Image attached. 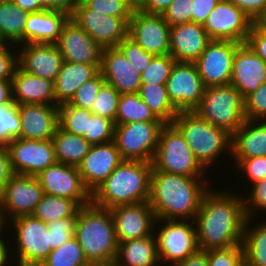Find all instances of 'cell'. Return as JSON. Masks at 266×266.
Listing matches in <instances>:
<instances>
[{
  "instance_id": "6da1fadb",
  "label": "cell",
  "mask_w": 266,
  "mask_h": 266,
  "mask_svg": "<svg viewBox=\"0 0 266 266\" xmlns=\"http://www.w3.org/2000/svg\"><path fill=\"white\" fill-rule=\"evenodd\" d=\"M209 189L194 219L200 250L242 245L246 215L242 195Z\"/></svg>"
},
{
  "instance_id": "7a4b0ae2",
  "label": "cell",
  "mask_w": 266,
  "mask_h": 266,
  "mask_svg": "<svg viewBox=\"0 0 266 266\" xmlns=\"http://www.w3.org/2000/svg\"><path fill=\"white\" fill-rule=\"evenodd\" d=\"M207 185L208 180L205 182L203 177L152 170L148 202L156 220L194 221L203 196L209 190Z\"/></svg>"
},
{
  "instance_id": "3957f363",
  "label": "cell",
  "mask_w": 266,
  "mask_h": 266,
  "mask_svg": "<svg viewBox=\"0 0 266 266\" xmlns=\"http://www.w3.org/2000/svg\"><path fill=\"white\" fill-rule=\"evenodd\" d=\"M152 170V162L123 160L91 194V202L112 209L148 201Z\"/></svg>"
},
{
  "instance_id": "277c9868",
  "label": "cell",
  "mask_w": 266,
  "mask_h": 266,
  "mask_svg": "<svg viewBox=\"0 0 266 266\" xmlns=\"http://www.w3.org/2000/svg\"><path fill=\"white\" fill-rule=\"evenodd\" d=\"M75 237L88 262L115 261L118 241L110 209L92 202L77 212Z\"/></svg>"
},
{
  "instance_id": "5b68a950",
  "label": "cell",
  "mask_w": 266,
  "mask_h": 266,
  "mask_svg": "<svg viewBox=\"0 0 266 266\" xmlns=\"http://www.w3.org/2000/svg\"><path fill=\"white\" fill-rule=\"evenodd\" d=\"M172 124L184 136L194 156L206 170L221 154L223 156L226 151L231 153L232 135L210 124L195 111H179Z\"/></svg>"
},
{
  "instance_id": "8992f818",
  "label": "cell",
  "mask_w": 266,
  "mask_h": 266,
  "mask_svg": "<svg viewBox=\"0 0 266 266\" xmlns=\"http://www.w3.org/2000/svg\"><path fill=\"white\" fill-rule=\"evenodd\" d=\"M210 124L233 135L245 119L244 99L231 84L207 87L200 104L193 110Z\"/></svg>"
},
{
  "instance_id": "52a82bcc",
  "label": "cell",
  "mask_w": 266,
  "mask_h": 266,
  "mask_svg": "<svg viewBox=\"0 0 266 266\" xmlns=\"http://www.w3.org/2000/svg\"><path fill=\"white\" fill-rule=\"evenodd\" d=\"M152 165L153 170L187 177H205L207 172L173 124L162 128Z\"/></svg>"
},
{
  "instance_id": "ba28073f",
  "label": "cell",
  "mask_w": 266,
  "mask_h": 266,
  "mask_svg": "<svg viewBox=\"0 0 266 266\" xmlns=\"http://www.w3.org/2000/svg\"><path fill=\"white\" fill-rule=\"evenodd\" d=\"M163 121L115 125L113 141L123 160L152 162Z\"/></svg>"
},
{
  "instance_id": "9c48e42d",
  "label": "cell",
  "mask_w": 266,
  "mask_h": 266,
  "mask_svg": "<svg viewBox=\"0 0 266 266\" xmlns=\"http://www.w3.org/2000/svg\"><path fill=\"white\" fill-rule=\"evenodd\" d=\"M16 234L17 260L16 266H41L52 251L50 246V230L47 223L33 215L19 216L11 220Z\"/></svg>"
},
{
  "instance_id": "30bf717a",
  "label": "cell",
  "mask_w": 266,
  "mask_h": 266,
  "mask_svg": "<svg viewBox=\"0 0 266 266\" xmlns=\"http://www.w3.org/2000/svg\"><path fill=\"white\" fill-rule=\"evenodd\" d=\"M157 223H163L162 228L153 231L160 264L175 265L199 249L193 220L157 219L155 227Z\"/></svg>"
},
{
  "instance_id": "8fae6325",
  "label": "cell",
  "mask_w": 266,
  "mask_h": 266,
  "mask_svg": "<svg viewBox=\"0 0 266 266\" xmlns=\"http://www.w3.org/2000/svg\"><path fill=\"white\" fill-rule=\"evenodd\" d=\"M43 194L36 176L13 174L0 194L3 224L8 225L7 222L19 216L32 215Z\"/></svg>"
},
{
  "instance_id": "7c38bea8",
  "label": "cell",
  "mask_w": 266,
  "mask_h": 266,
  "mask_svg": "<svg viewBox=\"0 0 266 266\" xmlns=\"http://www.w3.org/2000/svg\"><path fill=\"white\" fill-rule=\"evenodd\" d=\"M241 44L231 40L212 39L194 62L205 88L229 85L233 59Z\"/></svg>"
},
{
  "instance_id": "4fadbf2b",
  "label": "cell",
  "mask_w": 266,
  "mask_h": 266,
  "mask_svg": "<svg viewBox=\"0 0 266 266\" xmlns=\"http://www.w3.org/2000/svg\"><path fill=\"white\" fill-rule=\"evenodd\" d=\"M70 17L102 48L117 47L128 37L130 19L101 14L86 5H76Z\"/></svg>"
},
{
  "instance_id": "5bb4252c",
  "label": "cell",
  "mask_w": 266,
  "mask_h": 266,
  "mask_svg": "<svg viewBox=\"0 0 266 266\" xmlns=\"http://www.w3.org/2000/svg\"><path fill=\"white\" fill-rule=\"evenodd\" d=\"M170 28L162 14L135 9L129 21L128 37L155 56L170 54Z\"/></svg>"
},
{
  "instance_id": "9a60e30c",
  "label": "cell",
  "mask_w": 266,
  "mask_h": 266,
  "mask_svg": "<svg viewBox=\"0 0 266 266\" xmlns=\"http://www.w3.org/2000/svg\"><path fill=\"white\" fill-rule=\"evenodd\" d=\"M253 20L228 0H220L209 13L203 28L211 39L246 43Z\"/></svg>"
},
{
  "instance_id": "2e32d148",
  "label": "cell",
  "mask_w": 266,
  "mask_h": 266,
  "mask_svg": "<svg viewBox=\"0 0 266 266\" xmlns=\"http://www.w3.org/2000/svg\"><path fill=\"white\" fill-rule=\"evenodd\" d=\"M8 150L14 174L37 176L57 162L52 140L16 138L9 142Z\"/></svg>"
},
{
  "instance_id": "e0dca14e",
  "label": "cell",
  "mask_w": 266,
  "mask_h": 266,
  "mask_svg": "<svg viewBox=\"0 0 266 266\" xmlns=\"http://www.w3.org/2000/svg\"><path fill=\"white\" fill-rule=\"evenodd\" d=\"M44 194L74 200L80 207L91 203L78 167L56 162L37 176Z\"/></svg>"
},
{
  "instance_id": "ac0fdd59",
  "label": "cell",
  "mask_w": 266,
  "mask_h": 266,
  "mask_svg": "<svg viewBox=\"0 0 266 266\" xmlns=\"http://www.w3.org/2000/svg\"><path fill=\"white\" fill-rule=\"evenodd\" d=\"M165 85L168 97L178 111H193L205 90L194 62H176Z\"/></svg>"
},
{
  "instance_id": "d6986e66",
  "label": "cell",
  "mask_w": 266,
  "mask_h": 266,
  "mask_svg": "<svg viewBox=\"0 0 266 266\" xmlns=\"http://www.w3.org/2000/svg\"><path fill=\"white\" fill-rule=\"evenodd\" d=\"M110 210L118 243L149 236L156 229V218L148 201L120 205Z\"/></svg>"
},
{
  "instance_id": "ffe728a7",
  "label": "cell",
  "mask_w": 266,
  "mask_h": 266,
  "mask_svg": "<svg viewBox=\"0 0 266 266\" xmlns=\"http://www.w3.org/2000/svg\"><path fill=\"white\" fill-rule=\"evenodd\" d=\"M55 44L64 61L101 64L103 48L71 17L63 25Z\"/></svg>"
},
{
  "instance_id": "44dd1931",
  "label": "cell",
  "mask_w": 266,
  "mask_h": 266,
  "mask_svg": "<svg viewBox=\"0 0 266 266\" xmlns=\"http://www.w3.org/2000/svg\"><path fill=\"white\" fill-rule=\"evenodd\" d=\"M122 161L114 141L92 145L78 166L87 190L92 194Z\"/></svg>"
},
{
  "instance_id": "7402d4cb",
  "label": "cell",
  "mask_w": 266,
  "mask_h": 266,
  "mask_svg": "<svg viewBox=\"0 0 266 266\" xmlns=\"http://www.w3.org/2000/svg\"><path fill=\"white\" fill-rule=\"evenodd\" d=\"M19 46H16L18 66L32 75L55 82L64 62L57 45L55 43H24Z\"/></svg>"
},
{
  "instance_id": "603a6c76",
  "label": "cell",
  "mask_w": 266,
  "mask_h": 266,
  "mask_svg": "<svg viewBox=\"0 0 266 266\" xmlns=\"http://www.w3.org/2000/svg\"><path fill=\"white\" fill-rule=\"evenodd\" d=\"M266 81V63L246 44L235 52L230 84L245 99Z\"/></svg>"
},
{
  "instance_id": "cb8c5ba5",
  "label": "cell",
  "mask_w": 266,
  "mask_h": 266,
  "mask_svg": "<svg viewBox=\"0 0 266 266\" xmlns=\"http://www.w3.org/2000/svg\"><path fill=\"white\" fill-rule=\"evenodd\" d=\"M100 72L105 83L116 88L121 95L140 90L141 74L117 47L103 48Z\"/></svg>"
},
{
  "instance_id": "d4e9b609",
  "label": "cell",
  "mask_w": 266,
  "mask_h": 266,
  "mask_svg": "<svg viewBox=\"0 0 266 266\" xmlns=\"http://www.w3.org/2000/svg\"><path fill=\"white\" fill-rule=\"evenodd\" d=\"M21 138L30 140H52L58 127V105H18Z\"/></svg>"
},
{
  "instance_id": "484cf974",
  "label": "cell",
  "mask_w": 266,
  "mask_h": 266,
  "mask_svg": "<svg viewBox=\"0 0 266 266\" xmlns=\"http://www.w3.org/2000/svg\"><path fill=\"white\" fill-rule=\"evenodd\" d=\"M212 39L203 25L195 22L170 28V55L176 62H195Z\"/></svg>"
},
{
  "instance_id": "4316f807",
  "label": "cell",
  "mask_w": 266,
  "mask_h": 266,
  "mask_svg": "<svg viewBox=\"0 0 266 266\" xmlns=\"http://www.w3.org/2000/svg\"><path fill=\"white\" fill-rule=\"evenodd\" d=\"M12 99L17 105H55L54 82L32 75L18 66L12 77Z\"/></svg>"
},
{
  "instance_id": "83f0119b",
  "label": "cell",
  "mask_w": 266,
  "mask_h": 266,
  "mask_svg": "<svg viewBox=\"0 0 266 266\" xmlns=\"http://www.w3.org/2000/svg\"><path fill=\"white\" fill-rule=\"evenodd\" d=\"M231 155L234 164L242 158L266 156V121L246 119L232 135Z\"/></svg>"
},
{
  "instance_id": "f1b7e54d",
  "label": "cell",
  "mask_w": 266,
  "mask_h": 266,
  "mask_svg": "<svg viewBox=\"0 0 266 266\" xmlns=\"http://www.w3.org/2000/svg\"><path fill=\"white\" fill-rule=\"evenodd\" d=\"M70 15L59 10L29 13L24 28V43H56Z\"/></svg>"
},
{
  "instance_id": "f546056e",
  "label": "cell",
  "mask_w": 266,
  "mask_h": 266,
  "mask_svg": "<svg viewBox=\"0 0 266 266\" xmlns=\"http://www.w3.org/2000/svg\"><path fill=\"white\" fill-rule=\"evenodd\" d=\"M100 66L64 61L54 82L55 105L68 103L76 90L100 71Z\"/></svg>"
},
{
  "instance_id": "4dcf8cb0",
  "label": "cell",
  "mask_w": 266,
  "mask_h": 266,
  "mask_svg": "<svg viewBox=\"0 0 266 266\" xmlns=\"http://www.w3.org/2000/svg\"><path fill=\"white\" fill-rule=\"evenodd\" d=\"M160 263L154 234L118 244L116 266H157Z\"/></svg>"
},
{
  "instance_id": "1f68e13d",
  "label": "cell",
  "mask_w": 266,
  "mask_h": 266,
  "mask_svg": "<svg viewBox=\"0 0 266 266\" xmlns=\"http://www.w3.org/2000/svg\"><path fill=\"white\" fill-rule=\"evenodd\" d=\"M52 143L56 161L74 167L81 164L92 146L84 137L69 133L59 125L52 137Z\"/></svg>"
},
{
  "instance_id": "d6a6232c",
  "label": "cell",
  "mask_w": 266,
  "mask_h": 266,
  "mask_svg": "<svg viewBox=\"0 0 266 266\" xmlns=\"http://www.w3.org/2000/svg\"><path fill=\"white\" fill-rule=\"evenodd\" d=\"M29 12L13 1L0 2V40L3 44H24V28Z\"/></svg>"
},
{
  "instance_id": "836d02e7",
  "label": "cell",
  "mask_w": 266,
  "mask_h": 266,
  "mask_svg": "<svg viewBox=\"0 0 266 266\" xmlns=\"http://www.w3.org/2000/svg\"><path fill=\"white\" fill-rule=\"evenodd\" d=\"M138 94L158 119L172 124L179 111L170 101L165 84H141Z\"/></svg>"
},
{
  "instance_id": "e575fe53",
  "label": "cell",
  "mask_w": 266,
  "mask_h": 266,
  "mask_svg": "<svg viewBox=\"0 0 266 266\" xmlns=\"http://www.w3.org/2000/svg\"><path fill=\"white\" fill-rule=\"evenodd\" d=\"M253 218L247 217L244 225L243 248L244 258L251 266H266V220L254 227L250 223Z\"/></svg>"
},
{
  "instance_id": "d590c367",
  "label": "cell",
  "mask_w": 266,
  "mask_h": 266,
  "mask_svg": "<svg viewBox=\"0 0 266 266\" xmlns=\"http://www.w3.org/2000/svg\"><path fill=\"white\" fill-rule=\"evenodd\" d=\"M161 121L142 101L138 93L122 94L118 101L115 125L133 122Z\"/></svg>"
},
{
  "instance_id": "8d00e7d4",
  "label": "cell",
  "mask_w": 266,
  "mask_h": 266,
  "mask_svg": "<svg viewBox=\"0 0 266 266\" xmlns=\"http://www.w3.org/2000/svg\"><path fill=\"white\" fill-rule=\"evenodd\" d=\"M79 209L80 206L74 200L43 194L32 215L48 223L56 219L77 217Z\"/></svg>"
},
{
  "instance_id": "74e56055",
  "label": "cell",
  "mask_w": 266,
  "mask_h": 266,
  "mask_svg": "<svg viewBox=\"0 0 266 266\" xmlns=\"http://www.w3.org/2000/svg\"><path fill=\"white\" fill-rule=\"evenodd\" d=\"M88 263L75 236L53 249L41 266H85Z\"/></svg>"
},
{
  "instance_id": "f35d334b",
  "label": "cell",
  "mask_w": 266,
  "mask_h": 266,
  "mask_svg": "<svg viewBox=\"0 0 266 266\" xmlns=\"http://www.w3.org/2000/svg\"><path fill=\"white\" fill-rule=\"evenodd\" d=\"M90 109L79 108L68 103L58 105V125L65 131L83 137L87 132Z\"/></svg>"
},
{
  "instance_id": "ab89813d",
  "label": "cell",
  "mask_w": 266,
  "mask_h": 266,
  "mask_svg": "<svg viewBox=\"0 0 266 266\" xmlns=\"http://www.w3.org/2000/svg\"><path fill=\"white\" fill-rule=\"evenodd\" d=\"M21 138L18 105L6 103L0 105V145L8 146L12 139Z\"/></svg>"
},
{
  "instance_id": "60d3db41",
  "label": "cell",
  "mask_w": 266,
  "mask_h": 266,
  "mask_svg": "<svg viewBox=\"0 0 266 266\" xmlns=\"http://www.w3.org/2000/svg\"><path fill=\"white\" fill-rule=\"evenodd\" d=\"M176 60L170 55L155 56L141 73V84H166Z\"/></svg>"
},
{
  "instance_id": "b9f144b4",
  "label": "cell",
  "mask_w": 266,
  "mask_h": 266,
  "mask_svg": "<svg viewBox=\"0 0 266 266\" xmlns=\"http://www.w3.org/2000/svg\"><path fill=\"white\" fill-rule=\"evenodd\" d=\"M114 121L92 114L88 117L87 132L83 137L91 144H103L113 141L114 138Z\"/></svg>"
},
{
  "instance_id": "7bdbcfd3",
  "label": "cell",
  "mask_w": 266,
  "mask_h": 266,
  "mask_svg": "<svg viewBox=\"0 0 266 266\" xmlns=\"http://www.w3.org/2000/svg\"><path fill=\"white\" fill-rule=\"evenodd\" d=\"M120 93L113 86L104 83L95 98V104L90 109L93 114L115 122Z\"/></svg>"
},
{
  "instance_id": "ee69618b",
  "label": "cell",
  "mask_w": 266,
  "mask_h": 266,
  "mask_svg": "<svg viewBox=\"0 0 266 266\" xmlns=\"http://www.w3.org/2000/svg\"><path fill=\"white\" fill-rule=\"evenodd\" d=\"M86 6L101 14L131 19L136 9V2L134 0H92Z\"/></svg>"
},
{
  "instance_id": "f6af8a7d",
  "label": "cell",
  "mask_w": 266,
  "mask_h": 266,
  "mask_svg": "<svg viewBox=\"0 0 266 266\" xmlns=\"http://www.w3.org/2000/svg\"><path fill=\"white\" fill-rule=\"evenodd\" d=\"M104 83L105 80L99 71L93 78L84 82L76 90L68 104L79 108L91 109L95 104L94 100L98 95L99 89Z\"/></svg>"
},
{
  "instance_id": "bcb514c9",
  "label": "cell",
  "mask_w": 266,
  "mask_h": 266,
  "mask_svg": "<svg viewBox=\"0 0 266 266\" xmlns=\"http://www.w3.org/2000/svg\"><path fill=\"white\" fill-rule=\"evenodd\" d=\"M117 48L124 54L133 68L140 74L150 64L155 55L143 50L129 37L123 39Z\"/></svg>"
},
{
  "instance_id": "7dc6e473",
  "label": "cell",
  "mask_w": 266,
  "mask_h": 266,
  "mask_svg": "<svg viewBox=\"0 0 266 266\" xmlns=\"http://www.w3.org/2000/svg\"><path fill=\"white\" fill-rule=\"evenodd\" d=\"M77 217L56 219L47 223L50 230L51 249L59 248L62 244L75 236Z\"/></svg>"
},
{
  "instance_id": "c3c4849f",
  "label": "cell",
  "mask_w": 266,
  "mask_h": 266,
  "mask_svg": "<svg viewBox=\"0 0 266 266\" xmlns=\"http://www.w3.org/2000/svg\"><path fill=\"white\" fill-rule=\"evenodd\" d=\"M245 119L266 121V81L244 99Z\"/></svg>"
},
{
  "instance_id": "681fc988",
  "label": "cell",
  "mask_w": 266,
  "mask_h": 266,
  "mask_svg": "<svg viewBox=\"0 0 266 266\" xmlns=\"http://www.w3.org/2000/svg\"><path fill=\"white\" fill-rule=\"evenodd\" d=\"M208 266H238L244 259L243 245L207 251Z\"/></svg>"
},
{
  "instance_id": "f907efd6",
  "label": "cell",
  "mask_w": 266,
  "mask_h": 266,
  "mask_svg": "<svg viewBox=\"0 0 266 266\" xmlns=\"http://www.w3.org/2000/svg\"><path fill=\"white\" fill-rule=\"evenodd\" d=\"M251 194L243 197L246 217L253 218L256 211H266V177L251 184ZM249 197V198H248ZM255 212V213H253Z\"/></svg>"
},
{
  "instance_id": "816d5d0a",
  "label": "cell",
  "mask_w": 266,
  "mask_h": 266,
  "mask_svg": "<svg viewBox=\"0 0 266 266\" xmlns=\"http://www.w3.org/2000/svg\"><path fill=\"white\" fill-rule=\"evenodd\" d=\"M192 0H173L170 6L162 13L165 21L174 26L192 22Z\"/></svg>"
},
{
  "instance_id": "f5cc1de1",
  "label": "cell",
  "mask_w": 266,
  "mask_h": 266,
  "mask_svg": "<svg viewBox=\"0 0 266 266\" xmlns=\"http://www.w3.org/2000/svg\"><path fill=\"white\" fill-rule=\"evenodd\" d=\"M234 166L245 175L251 183L261 181L266 177V156L242 158Z\"/></svg>"
},
{
  "instance_id": "db71d44e",
  "label": "cell",
  "mask_w": 266,
  "mask_h": 266,
  "mask_svg": "<svg viewBox=\"0 0 266 266\" xmlns=\"http://www.w3.org/2000/svg\"><path fill=\"white\" fill-rule=\"evenodd\" d=\"M10 46H12V44L0 45V80L12 79L18 67L17 48L16 51L13 52L12 47L10 50Z\"/></svg>"
},
{
  "instance_id": "11a10c76",
  "label": "cell",
  "mask_w": 266,
  "mask_h": 266,
  "mask_svg": "<svg viewBox=\"0 0 266 266\" xmlns=\"http://www.w3.org/2000/svg\"><path fill=\"white\" fill-rule=\"evenodd\" d=\"M220 0H192V22L203 25Z\"/></svg>"
},
{
  "instance_id": "9f6ffc18",
  "label": "cell",
  "mask_w": 266,
  "mask_h": 266,
  "mask_svg": "<svg viewBox=\"0 0 266 266\" xmlns=\"http://www.w3.org/2000/svg\"><path fill=\"white\" fill-rule=\"evenodd\" d=\"M246 44L266 63V30H250Z\"/></svg>"
},
{
  "instance_id": "6f0895ef",
  "label": "cell",
  "mask_w": 266,
  "mask_h": 266,
  "mask_svg": "<svg viewBox=\"0 0 266 266\" xmlns=\"http://www.w3.org/2000/svg\"><path fill=\"white\" fill-rule=\"evenodd\" d=\"M253 21L266 9V0H228Z\"/></svg>"
},
{
  "instance_id": "680465c9",
  "label": "cell",
  "mask_w": 266,
  "mask_h": 266,
  "mask_svg": "<svg viewBox=\"0 0 266 266\" xmlns=\"http://www.w3.org/2000/svg\"><path fill=\"white\" fill-rule=\"evenodd\" d=\"M13 174L8 146L0 145V194L4 191Z\"/></svg>"
},
{
  "instance_id": "91938a15",
  "label": "cell",
  "mask_w": 266,
  "mask_h": 266,
  "mask_svg": "<svg viewBox=\"0 0 266 266\" xmlns=\"http://www.w3.org/2000/svg\"><path fill=\"white\" fill-rule=\"evenodd\" d=\"M173 0H137L136 9L149 14H162Z\"/></svg>"
},
{
  "instance_id": "94428289",
  "label": "cell",
  "mask_w": 266,
  "mask_h": 266,
  "mask_svg": "<svg viewBox=\"0 0 266 266\" xmlns=\"http://www.w3.org/2000/svg\"><path fill=\"white\" fill-rule=\"evenodd\" d=\"M40 4L47 10H59L72 15L76 0H39Z\"/></svg>"
},
{
  "instance_id": "6125c7cd",
  "label": "cell",
  "mask_w": 266,
  "mask_h": 266,
  "mask_svg": "<svg viewBox=\"0 0 266 266\" xmlns=\"http://www.w3.org/2000/svg\"><path fill=\"white\" fill-rule=\"evenodd\" d=\"M175 266H208L207 251L198 249L184 260L177 262Z\"/></svg>"
},
{
  "instance_id": "be15d7a7",
  "label": "cell",
  "mask_w": 266,
  "mask_h": 266,
  "mask_svg": "<svg viewBox=\"0 0 266 266\" xmlns=\"http://www.w3.org/2000/svg\"><path fill=\"white\" fill-rule=\"evenodd\" d=\"M14 103L12 99V79L0 80V105Z\"/></svg>"
},
{
  "instance_id": "e7e4bbea",
  "label": "cell",
  "mask_w": 266,
  "mask_h": 266,
  "mask_svg": "<svg viewBox=\"0 0 266 266\" xmlns=\"http://www.w3.org/2000/svg\"><path fill=\"white\" fill-rule=\"evenodd\" d=\"M15 5H18L22 10L29 13L44 10L39 0H13Z\"/></svg>"
},
{
  "instance_id": "03108f58",
  "label": "cell",
  "mask_w": 266,
  "mask_h": 266,
  "mask_svg": "<svg viewBox=\"0 0 266 266\" xmlns=\"http://www.w3.org/2000/svg\"><path fill=\"white\" fill-rule=\"evenodd\" d=\"M6 240H3V237L0 236V266H11L8 261H9V256L8 255L10 252V247L7 246V244L5 243ZM9 251H8V249Z\"/></svg>"
},
{
  "instance_id": "003e7915",
  "label": "cell",
  "mask_w": 266,
  "mask_h": 266,
  "mask_svg": "<svg viewBox=\"0 0 266 266\" xmlns=\"http://www.w3.org/2000/svg\"><path fill=\"white\" fill-rule=\"evenodd\" d=\"M251 30H266V9L253 21Z\"/></svg>"
},
{
  "instance_id": "a7ac6f4b",
  "label": "cell",
  "mask_w": 266,
  "mask_h": 266,
  "mask_svg": "<svg viewBox=\"0 0 266 266\" xmlns=\"http://www.w3.org/2000/svg\"><path fill=\"white\" fill-rule=\"evenodd\" d=\"M85 266H116L115 261L88 262Z\"/></svg>"
},
{
  "instance_id": "89a4df30",
  "label": "cell",
  "mask_w": 266,
  "mask_h": 266,
  "mask_svg": "<svg viewBox=\"0 0 266 266\" xmlns=\"http://www.w3.org/2000/svg\"><path fill=\"white\" fill-rule=\"evenodd\" d=\"M5 227H7V226H5L4 224H3V222H2V219H1V216H0V236L2 235H4L3 234V232L6 230V229H8V228H5ZM4 230V231H3Z\"/></svg>"
},
{
  "instance_id": "2644e50d",
  "label": "cell",
  "mask_w": 266,
  "mask_h": 266,
  "mask_svg": "<svg viewBox=\"0 0 266 266\" xmlns=\"http://www.w3.org/2000/svg\"><path fill=\"white\" fill-rule=\"evenodd\" d=\"M90 1L92 0H76V5H86Z\"/></svg>"
},
{
  "instance_id": "8c879c8a",
  "label": "cell",
  "mask_w": 266,
  "mask_h": 266,
  "mask_svg": "<svg viewBox=\"0 0 266 266\" xmlns=\"http://www.w3.org/2000/svg\"><path fill=\"white\" fill-rule=\"evenodd\" d=\"M238 266H251V264L244 258Z\"/></svg>"
},
{
  "instance_id": "753ad0ef",
  "label": "cell",
  "mask_w": 266,
  "mask_h": 266,
  "mask_svg": "<svg viewBox=\"0 0 266 266\" xmlns=\"http://www.w3.org/2000/svg\"><path fill=\"white\" fill-rule=\"evenodd\" d=\"M169 266H175V265H170V264H168ZM157 266H164V265H157ZM165 266H167V265H165Z\"/></svg>"
}]
</instances>
